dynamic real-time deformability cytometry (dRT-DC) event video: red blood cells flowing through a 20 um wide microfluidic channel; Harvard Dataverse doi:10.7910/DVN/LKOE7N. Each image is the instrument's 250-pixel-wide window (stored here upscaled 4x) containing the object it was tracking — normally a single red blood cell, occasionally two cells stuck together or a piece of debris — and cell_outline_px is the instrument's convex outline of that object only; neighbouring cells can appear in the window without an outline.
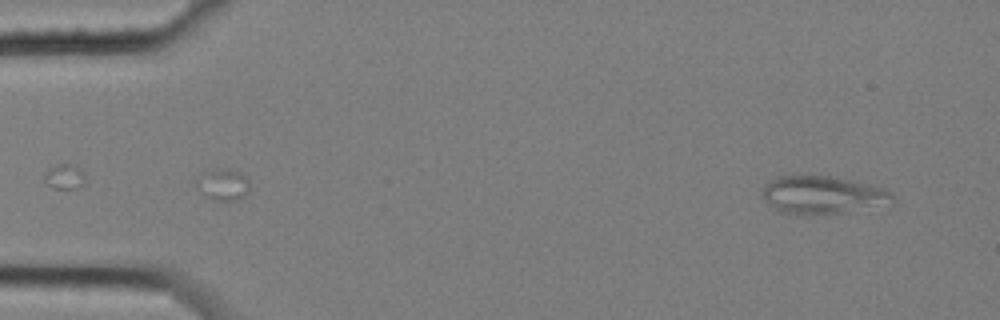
{"species": "common noctule bat (a hibernating species)", "species_latin": "Nyctalus noctula", "temperature_condition": "cold", "stored_images_in_passage": 5, "segment_of_instrument_passage": [2, 2], "camera_frame_rate_fps": 3000, "um_per_image_px": 0.085, "animal": {"sex": "female", "body_mass_g": 25.1}, "frame": {"image": 1, "passage_image": 5, "time_ms": 1.333, "image_size_px": [1000, 320], "cell_outline_px": [[896, 200], [848, 212], [780, 212], [764, 200], [764, 188], [776, 176], [836, 176], [884, 188], [892, 192]], "centroid_in_image_um": [69.96, 16.52], "position_along_channel_um": 15.0, "area_um2": 27.57}}